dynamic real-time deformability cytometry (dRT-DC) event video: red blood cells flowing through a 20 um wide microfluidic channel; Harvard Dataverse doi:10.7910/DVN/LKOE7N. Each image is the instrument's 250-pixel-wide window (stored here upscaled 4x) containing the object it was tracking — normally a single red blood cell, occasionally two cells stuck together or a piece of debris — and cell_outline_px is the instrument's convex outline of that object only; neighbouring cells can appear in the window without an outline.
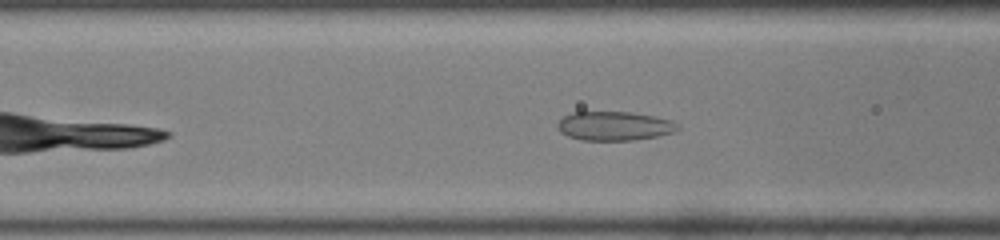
{"species": "common noctule bat (a hibernating species)", "species_latin": "Nyctalus noctula", "temperature_condition": "room temperature", "stored_images_in_passage": 38, "camera_frame_rate_fps": 3000, "um_per_image_px": 0.085, "animal": {"sex": "male", "body_mass_g": 19.0, "forearm_length_mm": 50.8}, "frame": {"image": 1, "passage_image": 15, "time_ms": 4.667, "image_size_px": [1000, 240], "cell_outline_px": [[680, 128], [672, 132], [656, 136], [636, 140], [584, 140], [568, 136], [560, 132], [556, 124], [564, 116], [572, 112], [632, 112], [656, 116], [672, 120], [680, 124]], "centroid_in_image_um": [52.24, 10.7], "position_along_channel_um": 114.4, "area_um2": 20.4}}
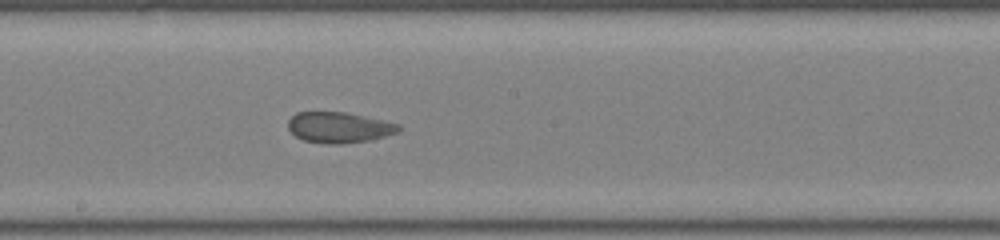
{"frame": {"image": 2, "passage_image": 23, "time_ms": 7.333, "image_size_px": [1000, 240], "cell_outline_px": [[400, 132], [368, 140], [340, 144], [328, 144], [304, 140], [296, 136], [288, 128], [288, 120], [296, 112], [344, 112], [400, 124]], "centroid_in_image_um": [28.81, 10.83], "position_along_channel_um": 219.4, "area_um2": 19.59}}
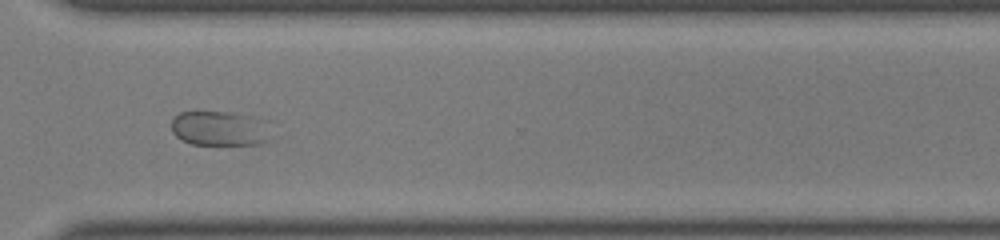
{"frame": {"image": 3, "passage_image": 33, "time_ms": 10.667, "image_size_px": [1000, 240], "cell_outline_px": [[268, 140], [260, 144], [192, 144], [176, 136], [172, 132], [172, 120], [180, 112], [228, 112], [244, 116]], "centroid_in_image_um": [18.34, 10.94], "position_along_channel_um": 352.3, "area_um2": 18.09}}